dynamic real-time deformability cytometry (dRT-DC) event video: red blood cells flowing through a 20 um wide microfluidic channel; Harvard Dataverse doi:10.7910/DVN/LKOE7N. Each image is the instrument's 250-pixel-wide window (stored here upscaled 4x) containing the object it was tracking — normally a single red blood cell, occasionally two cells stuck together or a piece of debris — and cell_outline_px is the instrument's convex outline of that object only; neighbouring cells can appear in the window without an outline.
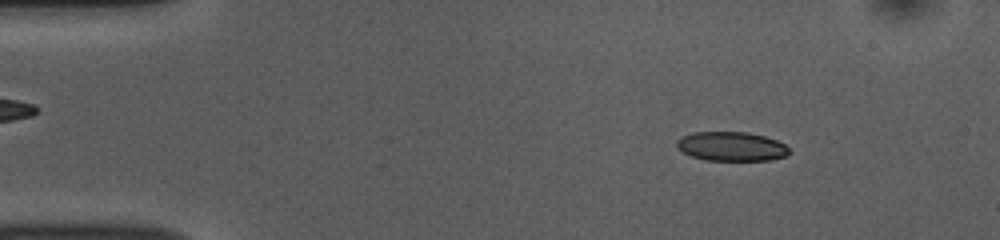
{"species": "common noctule bat (a hibernating species)", "species_latin": "Nyctalus noctula", "temperature_condition": "room temperature", "stored_images_in_passage": 51, "camera_frame_rate_fps": 3000, "um_per_image_px": 0.085, "animal": {"sex": "female", "body_mass_g": 10.0, "forearm_length_mm": 53.1}, "frame": {"image": 1, "passage_image": 6, "time_ms": 1.667, "image_size_px": [1000, 240], "cell_outline_px": [[788, 156], [768, 160], [704, 160], [692, 156], [684, 152], [676, 144], [676, 140], [692, 132], [748, 132], [764, 136], [776, 140], [784, 144], [788, 148]], "centroid_in_image_um": [62.18, 12.44], "position_along_channel_um": 22.8, "area_um2": 18.96}}
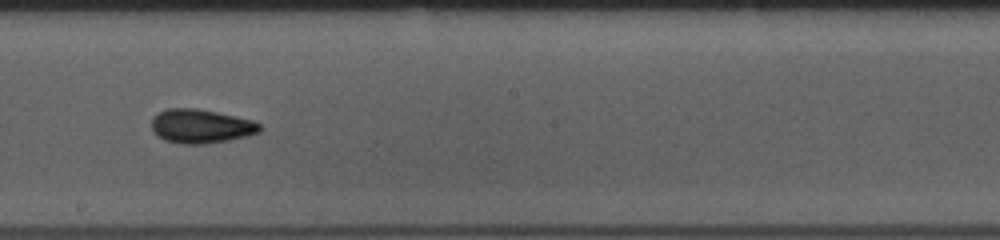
{"frame": {"image": 2, "passage_image": 28, "time_ms": 9.0, "image_size_px": [1000, 240], "cell_outline_px": [[260, 132], [248, 136], [228, 140], [204, 144], [180, 144], [164, 140], [156, 136], [152, 132], [152, 116], [168, 108], [196, 108], [216, 112], [252, 120], [260, 124]], "centroid_in_image_um": [17.04, 10.74], "position_along_channel_um": 231.2, "area_um2": 21.5}}
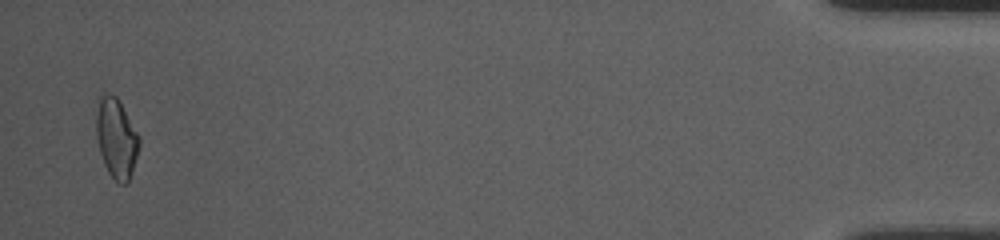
{"frame": {"image": 3, "passage_image": 50, "time_ms": 16.333, "image_size_px": [1000, 240], "cell_outline_px": [[140, 144], [128, 180], [124, 184], [120, 184], [108, 172], [104, 164], [100, 152], [96, 136], [96, 116], [100, 96], [116, 96], [140, 136]], "centroid_in_image_um": [9.89, 11.76], "position_along_channel_um": 425.3, "area_um2": 19.36}, "authors_computed_cell_mechanics": {"area_um2": 19.9988, "velocity_mm_per_s": 3.8181, "shape_relaxation_time_tau1_ms": 4.3957, "shape_relaxation_time_tau2_ms": 3.7836, "deformation_change_tau1": 0.1197, "deformation_change_tau2": 0.0982}}